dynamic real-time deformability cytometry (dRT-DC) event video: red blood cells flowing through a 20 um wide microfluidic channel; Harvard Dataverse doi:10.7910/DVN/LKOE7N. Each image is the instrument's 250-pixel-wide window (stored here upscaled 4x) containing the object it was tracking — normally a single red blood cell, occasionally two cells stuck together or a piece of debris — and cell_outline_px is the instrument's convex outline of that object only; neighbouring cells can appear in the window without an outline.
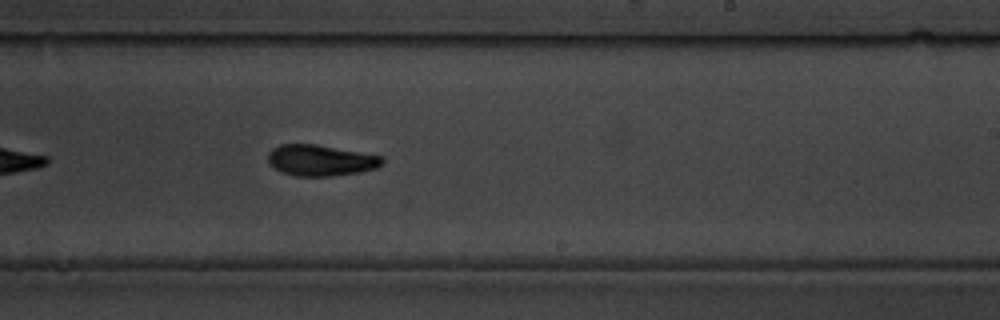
{"species": "common noctule bat (a hibernating species)", "species_latin": "Nyctalus noctula", "temperature_condition": "warm", "stored_images_in_passage": 27, "camera_frame_rate_fps": 3000, "um_per_image_px": 0.085, "animal": {"sex": "male", "body_mass_g": 19.5, "forearm_length_mm": 54.6}, "frame": {"image": 1, "passage_image": 20, "time_ms": 6.333, "image_size_px": [1000, 320], "cell_outline_px": [[384, 164], [376, 168], [360, 172], [332, 176], [296, 176], [280, 172], [268, 164], [268, 152], [272, 148], [280, 144], [316, 144], [384, 156]], "centroid_in_image_um": [27.25, 13.63], "position_along_channel_um": 261.7, "area_um2": 20.98}}